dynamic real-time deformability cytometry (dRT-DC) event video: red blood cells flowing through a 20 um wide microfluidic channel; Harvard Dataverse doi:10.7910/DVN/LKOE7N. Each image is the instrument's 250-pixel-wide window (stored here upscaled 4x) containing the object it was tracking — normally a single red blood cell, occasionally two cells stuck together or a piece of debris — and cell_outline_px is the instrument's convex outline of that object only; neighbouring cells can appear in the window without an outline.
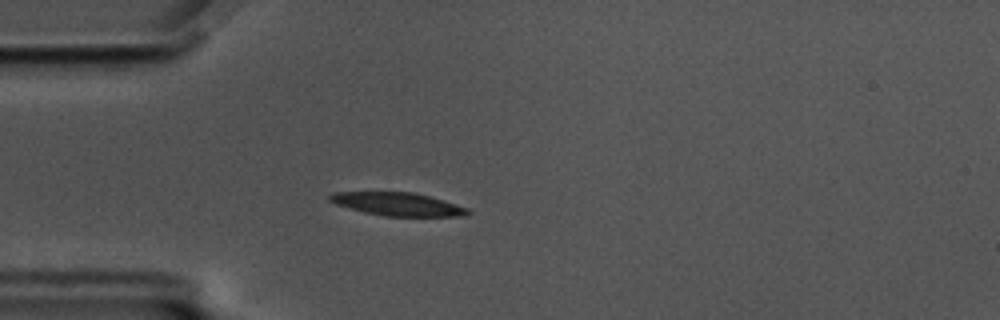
{"species": "common noctule bat (a hibernating species)", "species_latin": "Nyctalus noctula", "temperature_condition": "cold", "stored_images_in_passage": 58, "camera_frame_rate_fps": 3000, "um_per_image_px": 0.085, "animal": {"sex": "male", "body_mass_g": 17.5, "forearm_length_mm": 52.3}, "frame": {"image": 1, "passage_image": 16, "time_ms": 5.0, "image_size_px": [1000, 320], "cell_outline_px": [[472, 212], [468, 216], [384, 216], [364, 212], [336, 204], [328, 200], [328, 196], [332, 192], [412, 192], [444, 200], [468, 208]], "centroid_in_image_um": [33.83, 17.35], "position_along_channel_um": 51.2, "area_um2": 18.61}}
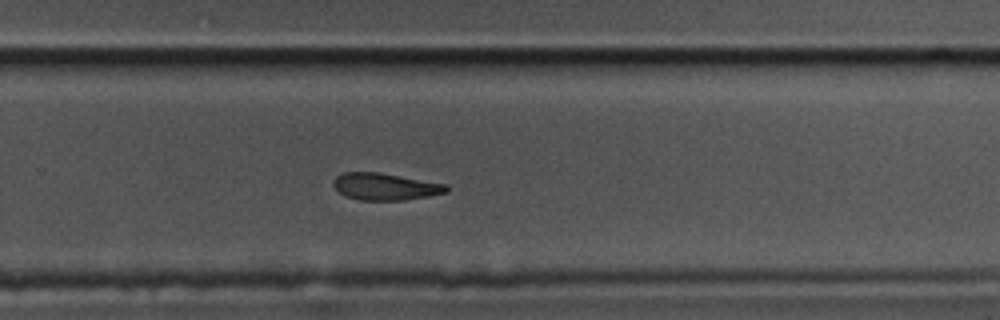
{"frame": {"image": 2, "passage_image": 38, "time_ms": 12.333, "image_size_px": [1000, 320], "cell_outline_px": [[448, 192], [428, 196], [404, 200], [360, 200], [344, 196], [332, 184], [332, 180], [336, 176], [344, 172], [376, 172], [448, 184]], "centroid_in_image_um": [32.73, 15.86], "position_along_channel_um": 297.1, "area_um2": 17.74}}
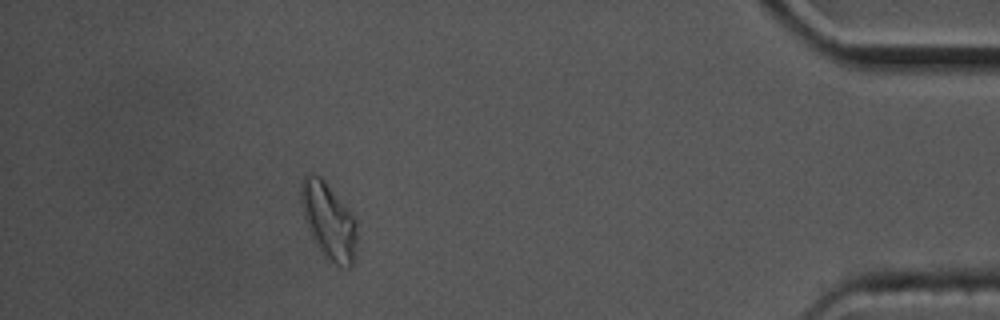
{"frame": {"image": 3, "passage_image": 52, "time_ms": 17.0, "image_size_px": [1000, 320], "cell_outline_px": [[356, 256], [352, 264], [348, 268], [336, 264], [324, 256], [316, 244], [304, 220], [300, 204], [300, 184], [304, 176], [308, 172], [312, 172], [320, 176], [324, 180], [356, 220]], "centroid_in_image_um": [27.9, 18.75], "position_along_channel_um": 407.3, "area_um2": 24.85}, "authors_computed_cell_mechanics": {"area_um2": 19.1029, "velocity_mm_per_s": 3.4884, "shape_relaxation_time_tau1_ms": 3.473, "shape_relaxation_time_tau2_ms": null, "deformation_change_tau1": 0.1646, "deformation_change_tau2": null}}